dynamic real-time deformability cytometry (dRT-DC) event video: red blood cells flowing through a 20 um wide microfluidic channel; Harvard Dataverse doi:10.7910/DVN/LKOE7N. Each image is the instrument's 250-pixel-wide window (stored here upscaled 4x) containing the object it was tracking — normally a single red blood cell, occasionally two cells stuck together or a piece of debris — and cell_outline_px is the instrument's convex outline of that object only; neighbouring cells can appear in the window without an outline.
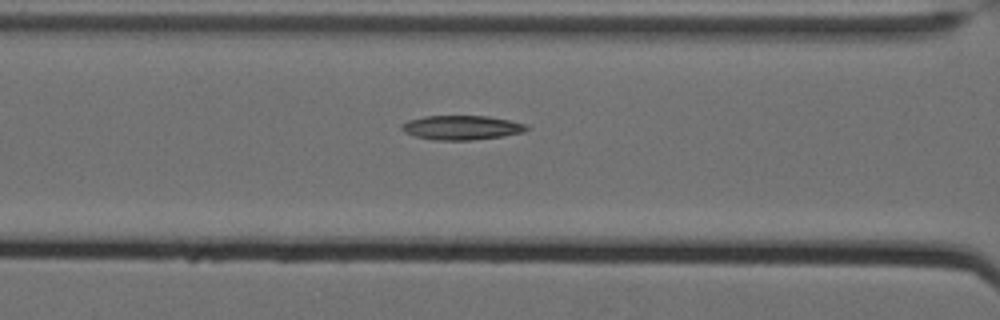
{"species": "Egyptian fruit bat (a non-hibernating species)", "species_latin": "Rousettus aegyptiacus", "temperature_condition": "cold", "stored_images_in_passage": 16, "camera_frame_rate_fps": 3000, "um_per_image_px": 0.085, "animal": {"sex": "female"}, "frame": {"image": 1, "passage_image": 14, "time_ms": 4.333, "image_size_px": [1000, 320], "cell_outline_px": [[528, 128], [524, 132], [500, 136], [472, 140], [436, 140], [416, 136], [404, 132], [400, 128], [400, 124], [408, 120], [424, 116], [488, 116], [508, 120], [524, 124]], "centroid_in_image_um": [39.18, 10.84], "position_along_channel_um": 127.4, "area_um2": 17.51}}